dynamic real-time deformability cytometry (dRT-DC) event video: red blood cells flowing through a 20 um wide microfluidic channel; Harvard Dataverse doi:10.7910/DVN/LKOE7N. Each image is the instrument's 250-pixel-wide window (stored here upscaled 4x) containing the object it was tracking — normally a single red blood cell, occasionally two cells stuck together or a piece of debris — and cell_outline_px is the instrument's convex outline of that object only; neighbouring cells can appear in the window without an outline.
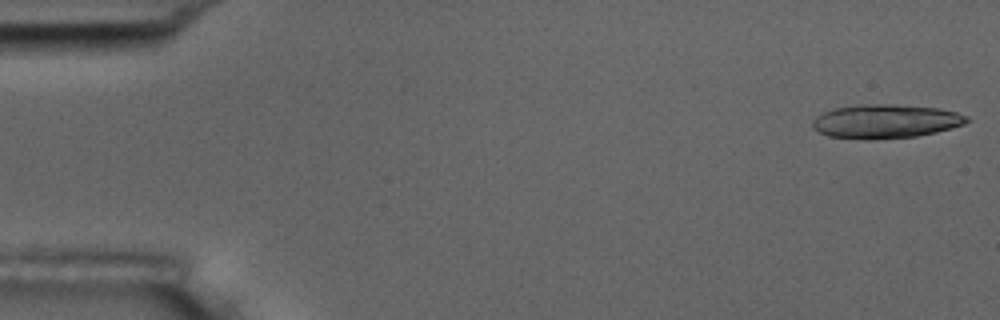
{"species": "common noctule bat (a hibernating species)", "species_latin": "Nyctalus noctula", "temperature_condition": "room temperature", "stored_images_in_passage": 5, "camera_frame_rate_fps": 3000, "um_per_image_px": 0.085, "animal": {"sex": "male", "body_mass_g": 17.5, "forearm_length_mm": 52.3}, "frame": {"image": 1, "passage_image": 1, "time_ms": 0.0, "image_size_px": [1000, 320], "cell_outline_px": [[972, 120], [964, 124], [936, 132], [916, 136], [872, 140], [868, 140], [828, 136], [812, 128], [812, 120], [816, 116], [832, 108], [864, 104], [896, 104], [936, 108], [956, 112], [968, 116]], "centroid_in_image_um": [75.26, 10.31], "position_along_channel_um": 9.7, "area_um2": 30.63}}